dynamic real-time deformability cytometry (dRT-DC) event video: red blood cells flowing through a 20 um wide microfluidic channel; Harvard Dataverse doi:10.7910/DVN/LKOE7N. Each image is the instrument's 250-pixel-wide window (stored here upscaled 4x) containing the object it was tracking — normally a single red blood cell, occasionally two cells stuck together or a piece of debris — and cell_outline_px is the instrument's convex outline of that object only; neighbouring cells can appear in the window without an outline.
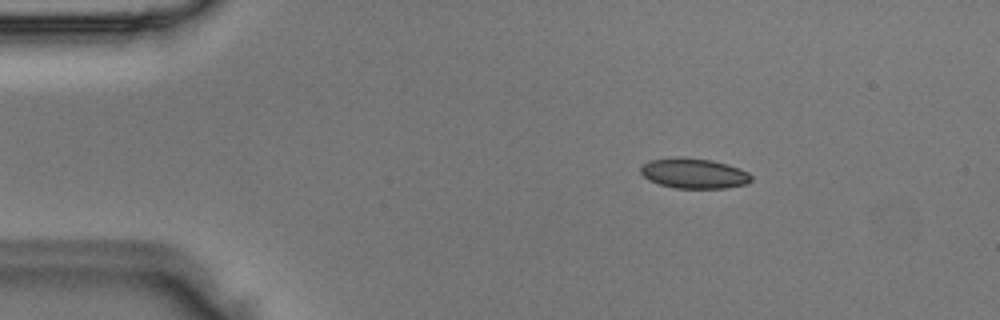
{"species": "Egyptian fruit bat (a non-hibernating species)", "species_latin": "Rousettus aegyptiacus", "temperature_condition": "room temperature", "stored_images_in_passage": 6, "camera_frame_rate_fps": 3000, "um_per_image_px": 0.085, "animal": {"sex": "male"}, "frame": {"image": 1, "passage_image": 2, "time_ms": 0.333, "image_size_px": [1000, 320], "cell_outline_px": [[752, 180], [744, 184], [724, 188], [676, 188], [660, 184], [648, 180], [640, 172], [640, 168], [644, 164], [652, 160], [676, 156], [684, 156], [712, 160], [728, 164], [740, 168], [748, 172], [752, 176]], "centroid_in_image_um": [58.99, 14.72], "position_along_channel_um": 26.0, "area_um2": 19.54}}
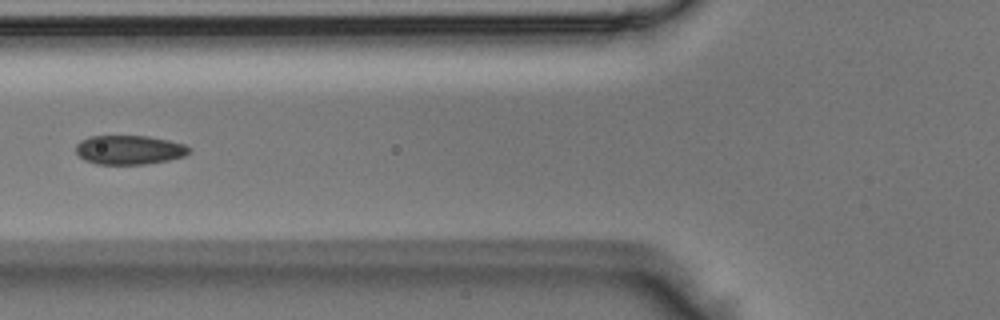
{"frame": {"image": 2, "passage_image": 5, "time_ms": 1.333, "image_size_px": [1000, 320], "cell_outline_px": [[188, 152], [184, 156], [168, 160], [144, 164], [96, 164], [84, 160], [76, 152], [76, 144], [80, 140], [92, 136], [148, 136], [168, 140], [184, 144], [188, 148]], "centroid_in_image_um": [10.94, 12.74], "position_along_channel_um": 114.9, "area_um2": 19.07}}
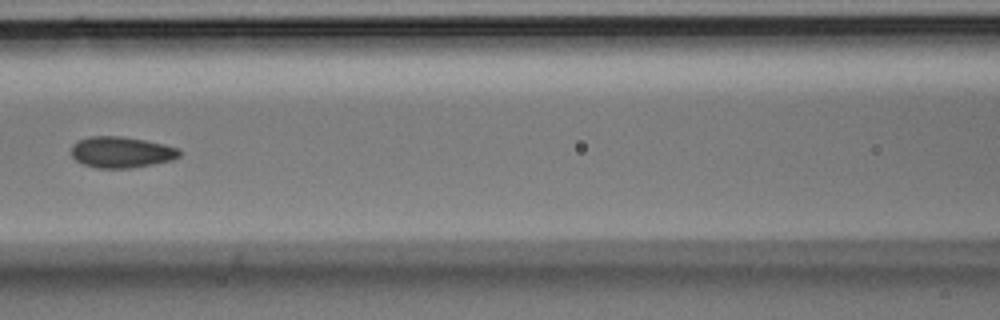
{"frame": {"image": 3, "passage_image": 6, "time_ms": 1.667, "image_size_px": [1000, 320], "cell_outline_px": [[180, 156], [172, 160], [132, 168], [96, 168], [84, 164], [76, 160], [72, 156], [72, 144], [80, 140], [92, 136], [120, 136], [144, 140], [164, 144], [180, 148]], "centroid_in_image_um": [10.33, 12.94], "position_along_channel_um": 156.3, "area_um2": 19.54}}